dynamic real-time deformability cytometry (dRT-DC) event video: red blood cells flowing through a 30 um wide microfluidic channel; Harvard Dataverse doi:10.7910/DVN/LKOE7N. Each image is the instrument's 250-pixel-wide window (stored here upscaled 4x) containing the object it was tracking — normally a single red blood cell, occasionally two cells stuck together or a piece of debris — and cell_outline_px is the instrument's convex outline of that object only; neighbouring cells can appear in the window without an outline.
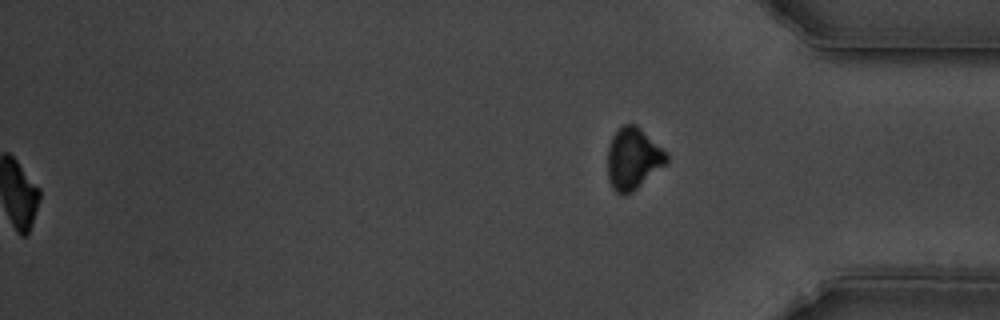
{"species": "common noctule bat (a hibernating species)", "species_latin": "Nyctalus noctula", "temperature_condition": "cold", "stored_images_in_passage": 57, "segment_of_instrument_passage": [2, 2], "camera_frame_rate_fps": 3000, "um_per_image_px": 0.085, "animal": {"sex": "male", "body_mass_g": 19.5, "forearm_length_mm": 54.6}, "frame": {"image": 1, "passage_image": 57, "time_ms": 18.667, "image_size_px": [1000, 320], "cell_outline_px": [[668, 160], [664, 164], [632, 192], [624, 196], [616, 192], [612, 188], [608, 180], [608, 144], [612, 136], [624, 124], [636, 124], [668, 152]], "centroid_in_image_um": [53.8, 13.47], "position_along_channel_um": 381.4, "area_um2": 21.1}}